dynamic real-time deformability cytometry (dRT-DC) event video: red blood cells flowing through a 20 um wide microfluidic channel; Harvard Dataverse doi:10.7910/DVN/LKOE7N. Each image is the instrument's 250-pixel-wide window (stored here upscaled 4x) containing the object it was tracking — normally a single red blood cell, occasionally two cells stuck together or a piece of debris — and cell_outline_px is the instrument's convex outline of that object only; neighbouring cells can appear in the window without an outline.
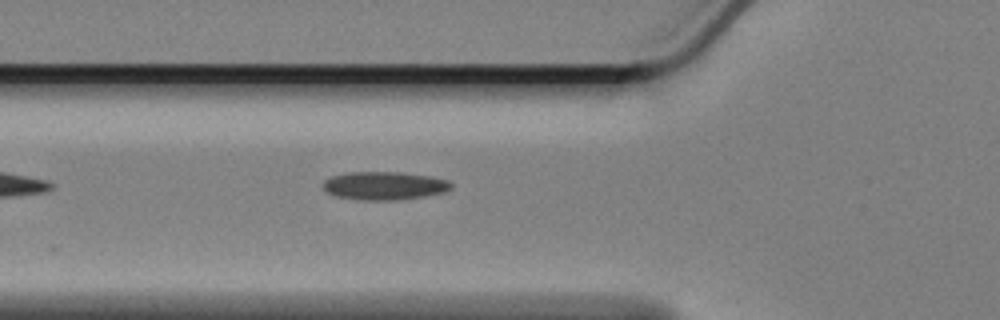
{"species": "Egyptian fruit bat (a non-hibernating species)", "species_latin": "Rousettus aegyptiacus", "temperature_condition": "cold", "stored_images_in_passage": 21, "camera_frame_rate_fps": 3000, "um_per_image_px": 0.085, "animal": {"sex": "female"}, "frame": {"image": 1, "passage_image": 3, "time_ms": 0.667, "image_size_px": [1000, 320], "cell_outline_px": [[452, 188], [444, 192], [424, 196], [400, 200], [360, 200], [336, 196], [328, 192], [324, 188], [324, 180], [332, 176], [348, 172], [400, 172], [432, 176], [448, 180], [452, 184]], "centroid_in_image_um": [32.7, 15.78], "position_along_channel_um": 93.1, "area_um2": 21.1}}
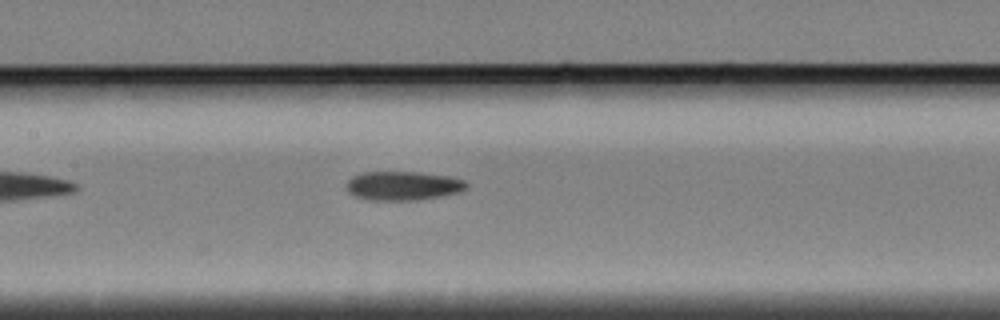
{"frame": {"image": 2, "passage_image": 10, "time_ms": 3.0, "image_size_px": [1000, 320], "cell_outline_px": [[468, 188], [460, 192], [420, 200], [368, 200], [356, 196], [348, 192], [348, 180], [352, 176], [364, 172], [416, 172], [448, 176], [464, 180], [468, 184]], "centroid_in_image_um": [34.28, 15.79], "position_along_channel_um": 173.1, "area_um2": 20.23}}
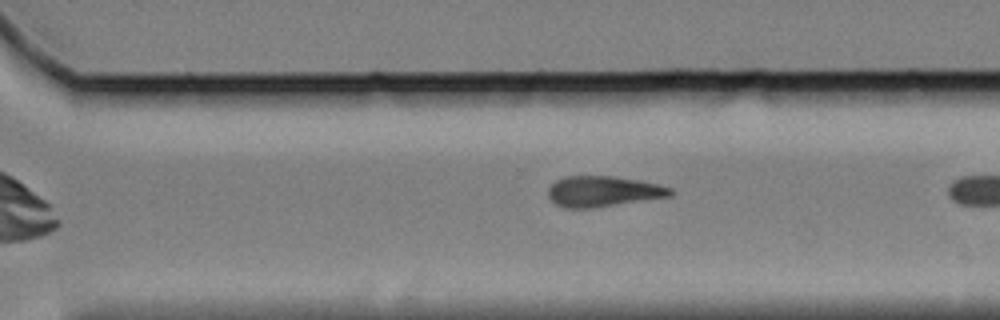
{"frame": {"image": 3, "passage_image": 20, "time_ms": 6.333, "image_size_px": [1000, 320], "cell_outline_px": [[676, 192], [672, 196], [592, 208], [564, 208], [556, 204], [548, 196], [548, 188], [556, 180], [564, 176], [616, 176], [656, 184], [672, 188]], "centroid_in_image_um": [51.27, 16.27], "position_along_channel_um": 319.3, "area_um2": 21.85}}